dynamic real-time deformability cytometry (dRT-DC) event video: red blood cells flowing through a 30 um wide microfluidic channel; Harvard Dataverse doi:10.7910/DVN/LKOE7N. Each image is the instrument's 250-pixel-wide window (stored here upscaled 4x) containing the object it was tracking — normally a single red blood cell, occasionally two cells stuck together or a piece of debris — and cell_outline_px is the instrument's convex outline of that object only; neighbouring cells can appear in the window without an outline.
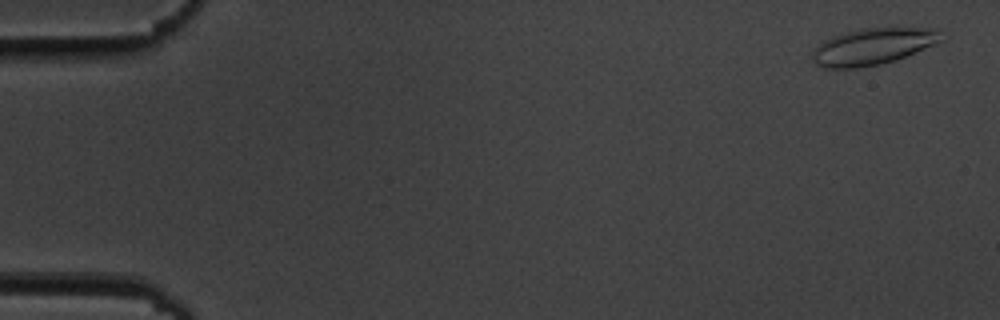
{"species": "common noctule bat (a hibernating species)", "species_latin": "Nyctalus noctula", "temperature_condition": "cold", "stored_images_in_passage": 56, "camera_frame_rate_fps": 3000, "um_per_image_px": 0.085, "animal": {"sex": "male", "body_mass_g": 19.5, "forearm_length_mm": 54.6}, "frame": {"image": 1, "passage_image": 2, "time_ms": 0.333, "image_size_px": [1000, 320], "cell_outline_px": [[940, 40], [936, 44], [896, 60], [880, 64], [856, 68], [824, 68], [816, 64], [812, 60], [812, 52], [824, 40], [832, 36], [844, 32], [860, 28], [936, 28]], "centroid_in_image_um": [74.14, 3.96], "position_along_channel_um": 10.9, "area_um2": 27.22}}
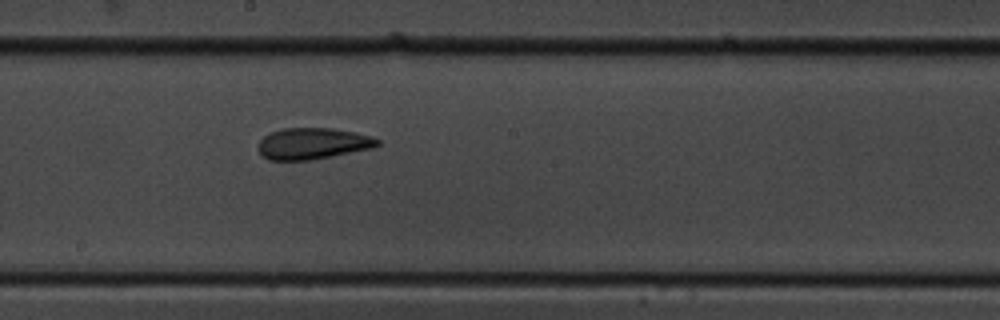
{"frame": {"image": 2, "passage_image": 31, "time_ms": 10.0, "image_size_px": [1000, 320], "cell_outline_px": [[380, 144], [372, 148], [308, 160], [268, 160], [256, 148], [260, 140], [264, 136], [280, 128], [332, 128], [372, 136], [380, 140]], "centroid_in_image_um": [26.55, 12.19], "position_along_channel_um": 221.6, "area_um2": 21.62}}
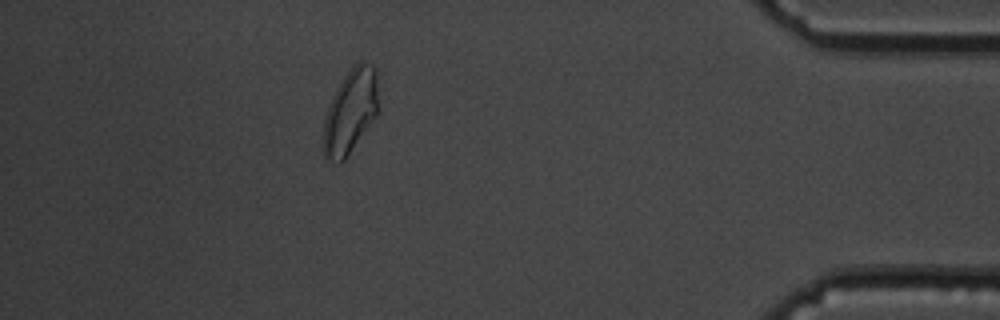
{"frame": {"image": 3, "passage_image": 50, "time_ms": 16.333, "image_size_px": [1000, 320], "cell_outline_px": [[380, 112], [344, 160], [340, 164], [336, 164], [328, 160], [324, 156], [324, 116], [332, 96], [336, 88], [352, 64], [360, 60], [364, 60], [372, 64], [376, 68], [380, 108]], "centroid_in_image_um": [29.83, 9.42], "position_along_channel_um": 405.4, "area_um2": 27.8}, "authors_computed_cell_mechanics": {"area_um2": 22.831, "velocity_mm_per_s": 3.589, "shape_relaxation_time_tau1_ms": 4.2337, "shape_relaxation_time_tau2_ms": 1.8802, "deformation_change_tau1": 0.1, "deformation_change_tau2": 0.0857}}